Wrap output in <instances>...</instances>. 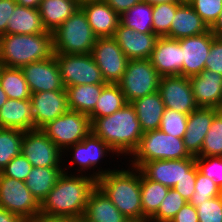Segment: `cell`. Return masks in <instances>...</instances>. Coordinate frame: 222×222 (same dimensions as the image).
<instances>
[{"mask_svg":"<svg viewBox=\"0 0 222 222\" xmlns=\"http://www.w3.org/2000/svg\"><path fill=\"white\" fill-rule=\"evenodd\" d=\"M108 169H98L90 177L124 216L143 222L139 168Z\"/></svg>","mask_w":222,"mask_h":222,"instance_id":"1","label":"cell"},{"mask_svg":"<svg viewBox=\"0 0 222 222\" xmlns=\"http://www.w3.org/2000/svg\"><path fill=\"white\" fill-rule=\"evenodd\" d=\"M95 187L96 180L90 174L75 175L64 171L40 204V214L81 218Z\"/></svg>","mask_w":222,"mask_h":222,"instance_id":"2","label":"cell"},{"mask_svg":"<svg viewBox=\"0 0 222 222\" xmlns=\"http://www.w3.org/2000/svg\"><path fill=\"white\" fill-rule=\"evenodd\" d=\"M91 132L107 143L117 154L116 156H130L138 147L143 131L131 103L115 113L90 118Z\"/></svg>","mask_w":222,"mask_h":222,"instance_id":"3","label":"cell"},{"mask_svg":"<svg viewBox=\"0 0 222 222\" xmlns=\"http://www.w3.org/2000/svg\"><path fill=\"white\" fill-rule=\"evenodd\" d=\"M53 54L52 33L0 36L1 66L22 68L32 62L48 59Z\"/></svg>","mask_w":222,"mask_h":222,"instance_id":"4","label":"cell"},{"mask_svg":"<svg viewBox=\"0 0 222 222\" xmlns=\"http://www.w3.org/2000/svg\"><path fill=\"white\" fill-rule=\"evenodd\" d=\"M97 37L87 17L79 7L52 32L53 52L61 54H90Z\"/></svg>","mask_w":222,"mask_h":222,"instance_id":"5","label":"cell"},{"mask_svg":"<svg viewBox=\"0 0 222 222\" xmlns=\"http://www.w3.org/2000/svg\"><path fill=\"white\" fill-rule=\"evenodd\" d=\"M131 156L130 166L136 168H140L145 162L153 160L192 157L185 148L183 138L164 133L160 129L144 132L138 147Z\"/></svg>","mask_w":222,"mask_h":222,"instance_id":"6","label":"cell"},{"mask_svg":"<svg viewBox=\"0 0 222 222\" xmlns=\"http://www.w3.org/2000/svg\"><path fill=\"white\" fill-rule=\"evenodd\" d=\"M161 75L150 59L129 60L117 83L128 103L158 91Z\"/></svg>","mask_w":222,"mask_h":222,"instance_id":"7","label":"cell"},{"mask_svg":"<svg viewBox=\"0 0 222 222\" xmlns=\"http://www.w3.org/2000/svg\"><path fill=\"white\" fill-rule=\"evenodd\" d=\"M41 130L64 152L91 132V121L87 114L68 110Z\"/></svg>","mask_w":222,"mask_h":222,"instance_id":"8","label":"cell"},{"mask_svg":"<svg viewBox=\"0 0 222 222\" xmlns=\"http://www.w3.org/2000/svg\"><path fill=\"white\" fill-rule=\"evenodd\" d=\"M65 89L74 85L107 84L92 54L54 53Z\"/></svg>","mask_w":222,"mask_h":222,"instance_id":"9","label":"cell"},{"mask_svg":"<svg viewBox=\"0 0 222 222\" xmlns=\"http://www.w3.org/2000/svg\"><path fill=\"white\" fill-rule=\"evenodd\" d=\"M0 207L28 222L40 215V203L24 181L9 178L0 172Z\"/></svg>","mask_w":222,"mask_h":222,"instance_id":"10","label":"cell"},{"mask_svg":"<svg viewBox=\"0 0 222 222\" xmlns=\"http://www.w3.org/2000/svg\"><path fill=\"white\" fill-rule=\"evenodd\" d=\"M62 152L41 129L24 131L21 153L33 167H62Z\"/></svg>","mask_w":222,"mask_h":222,"instance_id":"11","label":"cell"},{"mask_svg":"<svg viewBox=\"0 0 222 222\" xmlns=\"http://www.w3.org/2000/svg\"><path fill=\"white\" fill-rule=\"evenodd\" d=\"M105 83L117 84L129 59L113 37L97 38L91 52Z\"/></svg>","mask_w":222,"mask_h":222,"instance_id":"12","label":"cell"},{"mask_svg":"<svg viewBox=\"0 0 222 222\" xmlns=\"http://www.w3.org/2000/svg\"><path fill=\"white\" fill-rule=\"evenodd\" d=\"M158 91L166 109L189 115L198 108L188 77L161 76Z\"/></svg>","mask_w":222,"mask_h":222,"instance_id":"13","label":"cell"},{"mask_svg":"<svg viewBox=\"0 0 222 222\" xmlns=\"http://www.w3.org/2000/svg\"><path fill=\"white\" fill-rule=\"evenodd\" d=\"M21 69L31 94L66 91L54 54L48 59L24 65Z\"/></svg>","mask_w":222,"mask_h":222,"instance_id":"14","label":"cell"},{"mask_svg":"<svg viewBox=\"0 0 222 222\" xmlns=\"http://www.w3.org/2000/svg\"><path fill=\"white\" fill-rule=\"evenodd\" d=\"M196 165L195 157L186 159L153 160L145 162L139 170L150 180L173 188Z\"/></svg>","mask_w":222,"mask_h":222,"instance_id":"15","label":"cell"},{"mask_svg":"<svg viewBox=\"0 0 222 222\" xmlns=\"http://www.w3.org/2000/svg\"><path fill=\"white\" fill-rule=\"evenodd\" d=\"M216 36L211 29L201 35L180 39L182 48V76L192 77L205 69L212 41Z\"/></svg>","mask_w":222,"mask_h":222,"instance_id":"16","label":"cell"},{"mask_svg":"<svg viewBox=\"0 0 222 222\" xmlns=\"http://www.w3.org/2000/svg\"><path fill=\"white\" fill-rule=\"evenodd\" d=\"M34 129H41L69 110L66 91H47L31 94Z\"/></svg>","mask_w":222,"mask_h":222,"instance_id":"17","label":"cell"},{"mask_svg":"<svg viewBox=\"0 0 222 222\" xmlns=\"http://www.w3.org/2000/svg\"><path fill=\"white\" fill-rule=\"evenodd\" d=\"M72 151V159L70 161L71 167L72 164L75 166L78 165L79 169L78 174L82 175V172L85 170H96L98 163L100 160H103L104 156H108L107 152L112 153L113 156L115 151L102 139L95 136L92 132H90L81 142L74 144L73 146L68 147L67 149Z\"/></svg>","mask_w":222,"mask_h":222,"instance_id":"18","label":"cell"},{"mask_svg":"<svg viewBox=\"0 0 222 222\" xmlns=\"http://www.w3.org/2000/svg\"><path fill=\"white\" fill-rule=\"evenodd\" d=\"M113 38L129 60L150 59L157 39L154 33H141L119 23Z\"/></svg>","mask_w":222,"mask_h":222,"instance_id":"19","label":"cell"},{"mask_svg":"<svg viewBox=\"0 0 222 222\" xmlns=\"http://www.w3.org/2000/svg\"><path fill=\"white\" fill-rule=\"evenodd\" d=\"M161 76H182V48L180 39L159 37L150 58Z\"/></svg>","mask_w":222,"mask_h":222,"instance_id":"20","label":"cell"},{"mask_svg":"<svg viewBox=\"0 0 222 222\" xmlns=\"http://www.w3.org/2000/svg\"><path fill=\"white\" fill-rule=\"evenodd\" d=\"M218 113L219 109L216 108L198 107L188 115L183 142L191 156L196 157L201 153L205 136Z\"/></svg>","mask_w":222,"mask_h":222,"instance_id":"21","label":"cell"},{"mask_svg":"<svg viewBox=\"0 0 222 222\" xmlns=\"http://www.w3.org/2000/svg\"><path fill=\"white\" fill-rule=\"evenodd\" d=\"M198 107L219 109L222 104V75L204 69L189 78Z\"/></svg>","mask_w":222,"mask_h":222,"instance_id":"22","label":"cell"},{"mask_svg":"<svg viewBox=\"0 0 222 222\" xmlns=\"http://www.w3.org/2000/svg\"><path fill=\"white\" fill-rule=\"evenodd\" d=\"M87 21L97 38L113 37L120 23V16L103 0L80 4Z\"/></svg>","mask_w":222,"mask_h":222,"instance_id":"23","label":"cell"},{"mask_svg":"<svg viewBox=\"0 0 222 222\" xmlns=\"http://www.w3.org/2000/svg\"><path fill=\"white\" fill-rule=\"evenodd\" d=\"M210 28L195 12L188 1H183L176 9V14L171 21L169 38L182 39L201 35Z\"/></svg>","mask_w":222,"mask_h":222,"instance_id":"24","label":"cell"},{"mask_svg":"<svg viewBox=\"0 0 222 222\" xmlns=\"http://www.w3.org/2000/svg\"><path fill=\"white\" fill-rule=\"evenodd\" d=\"M83 218L88 222H132L97 185L88 197Z\"/></svg>","mask_w":222,"mask_h":222,"instance_id":"25","label":"cell"},{"mask_svg":"<svg viewBox=\"0 0 222 222\" xmlns=\"http://www.w3.org/2000/svg\"><path fill=\"white\" fill-rule=\"evenodd\" d=\"M0 128L22 131L34 129V116L30 99H8L0 109Z\"/></svg>","mask_w":222,"mask_h":222,"instance_id":"26","label":"cell"},{"mask_svg":"<svg viewBox=\"0 0 222 222\" xmlns=\"http://www.w3.org/2000/svg\"><path fill=\"white\" fill-rule=\"evenodd\" d=\"M136 111L141 129L144 132L158 130L165 105L159 91L146 95L131 102Z\"/></svg>","mask_w":222,"mask_h":222,"instance_id":"27","label":"cell"},{"mask_svg":"<svg viewBox=\"0 0 222 222\" xmlns=\"http://www.w3.org/2000/svg\"><path fill=\"white\" fill-rule=\"evenodd\" d=\"M79 7L77 0H42L38 10L45 29L52 33Z\"/></svg>","mask_w":222,"mask_h":222,"instance_id":"28","label":"cell"},{"mask_svg":"<svg viewBox=\"0 0 222 222\" xmlns=\"http://www.w3.org/2000/svg\"><path fill=\"white\" fill-rule=\"evenodd\" d=\"M48 32L38 9L17 5L10 15L6 34H39Z\"/></svg>","mask_w":222,"mask_h":222,"instance_id":"29","label":"cell"},{"mask_svg":"<svg viewBox=\"0 0 222 222\" xmlns=\"http://www.w3.org/2000/svg\"><path fill=\"white\" fill-rule=\"evenodd\" d=\"M65 168V169H64ZM32 167L25 184L41 204L67 167Z\"/></svg>","mask_w":222,"mask_h":222,"instance_id":"30","label":"cell"},{"mask_svg":"<svg viewBox=\"0 0 222 222\" xmlns=\"http://www.w3.org/2000/svg\"><path fill=\"white\" fill-rule=\"evenodd\" d=\"M106 84L74 85L66 88L68 108L89 115L99 100Z\"/></svg>","mask_w":222,"mask_h":222,"instance_id":"31","label":"cell"},{"mask_svg":"<svg viewBox=\"0 0 222 222\" xmlns=\"http://www.w3.org/2000/svg\"><path fill=\"white\" fill-rule=\"evenodd\" d=\"M140 186L143 222H148V220L158 211L161 202L170 188L159 182L148 179L141 171Z\"/></svg>","mask_w":222,"mask_h":222,"instance_id":"32","label":"cell"},{"mask_svg":"<svg viewBox=\"0 0 222 222\" xmlns=\"http://www.w3.org/2000/svg\"><path fill=\"white\" fill-rule=\"evenodd\" d=\"M0 85L8 99H30L31 92L21 68H9L0 65Z\"/></svg>","mask_w":222,"mask_h":222,"instance_id":"33","label":"cell"},{"mask_svg":"<svg viewBox=\"0 0 222 222\" xmlns=\"http://www.w3.org/2000/svg\"><path fill=\"white\" fill-rule=\"evenodd\" d=\"M127 103L119 85L107 83L103 87L95 109L88 116L89 118L109 116L123 108Z\"/></svg>","mask_w":222,"mask_h":222,"instance_id":"34","label":"cell"},{"mask_svg":"<svg viewBox=\"0 0 222 222\" xmlns=\"http://www.w3.org/2000/svg\"><path fill=\"white\" fill-rule=\"evenodd\" d=\"M153 6L146 2H139L120 16V22L134 31L153 33Z\"/></svg>","mask_w":222,"mask_h":222,"instance_id":"35","label":"cell"},{"mask_svg":"<svg viewBox=\"0 0 222 222\" xmlns=\"http://www.w3.org/2000/svg\"><path fill=\"white\" fill-rule=\"evenodd\" d=\"M23 135L19 129L0 128V171L21 154Z\"/></svg>","mask_w":222,"mask_h":222,"instance_id":"36","label":"cell"},{"mask_svg":"<svg viewBox=\"0 0 222 222\" xmlns=\"http://www.w3.org/2000/svg\"><path fill=\"white\" fill-rule=\"evenodd\" d=\"M181 3H162L153 6V33L158 37H169L171 21Z\"/></svg>","mask_w":222,"mask_h":222,"instance_id":"37","label":"cell"},{"mask_svg":"<svg viewBox=\"0 0 222 222\" xmlns=\"http://www.w3.org/2000/svg\"><path fill=\"white\" fill-rule=\"evenodd\" d=\"M186 203H188V201H186L179 192L174 188H170L161 202L158 211L148 222H170Z\"/></svg>","mask_w":222,"mask_h":222,"instance_id":"38","label":"cell"},{"mask_svg":"<svg viewBox=\"0 0 222 222\" xmlns=\"http://www.w3.org/2000/svg\"><path fill=\"white\" fill-rule=\"evenodd\" d=\"M198 156H222V114L220 112L214 117Z\"/></svg>","mask_w":222,"mask_h":222,"instance_id":"39","label":"cell"},{"mask_svg":"<svg viewBox=\"0 0 222 222\" xmlns=\"http://www.w3.org/2000/svg\"><path fill=\"white\" fill-rule=\"evenodd\" d=\"M188 115L165 109L161 118L160 130L172 136L183 138L187 129Z\"/></svg>","mask_w":222,"mask_h":222,"instance_id":"40","label":"cell"},{"mask_svg":"<svg viewBox=\"0 0 222 222\" xmlns=\"http://www.w3.org/2000/svg\"><path fill=\"white\" fill-rule=\"evenodd\" d=\"M222 195V190L209 177L204 176L199 171L195 181V193L189 203L197 207L201 202Z\"/></svg>","mask_w":222,"mask_h":222,"instance_id":"41","label":"cell"},{"mask_svg":"<svg viewBox=\"0 0 222 222\" xmlns=\"http://www.w3.org/2000/svg\"><path fill=\"white\" fill-rule=\"evenodd\" d=\"M188 3L210 29L217 22L222 11V0H188Z\"/></svg>","mask_w":222,"mask_h":222,"instance_id":"42","label":"cell"},{"mask_svg":"<svg viewBox=\"0 0 222 222\" xmlns=\"http://www.w3.org/2000/svg\"><path fill=\"white\" fill-rule=\"evenodd\" d=\"M195 162L199 172L209 177L222 190V156H196Z\"/></svg>","mask_w":222,"mask_h":222,"instance_id":"43","label":"cell"},{"mask_svg":"<svg viewBox=\"0 0 222 222\" xmlns=\"http://www.w3.org/2000/svg\"><path fill=\"white\" fill-rule=\"evenodd\" d=\"M196 209L199 222H222V195L201 202Z\"/></svg>","mask_w":222,"mask_h":222,"instance_id":"44","label":"cell"},{"mask_svg":"<svg viewBox=\"0 0 222 222\" xmlns=\"http://www.w3.org/2000/svg\"><path fill=\"white\" fill-rule=\"evenodd\" d=\"M32 167V164L21 153L14 157L0 172L6 177L25 182Z\"/></svg>","mask_w":222,"mask_h":222,"instance_id":"45","label":"cell"},{"mask_svg":"<svg viewBox=\"0 0 222 222\" xmlns=\"http://www.w3.org/2000/svg\"><path fill=\"white\" fill-rule=\"evenodd\" d=\"M205 69L222 75V39L216 37L212 41Z\"/></svg>","mask_w":222,"mask_h":222,"instance_id":"46","label":"cell"},{"mask_svg":"<svg viewBox=\"0 0 222 222\" xmlns=\"http://www.w3.org/2000/svg\"><path fill=\"white\" fill-rule=\"evenodd\" d=\"M198 171V167L197 165H195L190 170V177H184L173 187L188 202L191 199L192 195L195 193V181Z\"/></svg>","mask_w":222,"mask_h":222,"instance_id":"47","label":"cell"},{"mask_svg":"<svg viewBox=\"0 0 222 222\" xmlns=\"http://www.w3.org/2000/svg\"><path fill=\"white\" fill-rule=\"evenodd\" d=\"M17 5L16 0H0V36L6 34L8 20Z\"/></svg>","mask_w":222,"mask_h":222,"instance_id":"48","label":"cell"},{"mask_svg":"<svg viewBox=\"0 0 222 222\" xmlns=\"http://www.w3.org/2000/svg\"><path fill=\"white\" fill-rule=\"evenodd\" d=\"M170 222H199L196 207L186 203Z\"/></svg>","mask_w":222,"mask_h":222,"instance_id":"49","label":"cell"},{"mask_svg":"<svg viewBox=\"0 0 222 222\" xmlns=\"http://www.w3.org/2000/svg\"><path fill=\"white\" fill-rule=\"evenodd\" d=\"M106 2L119 16H121L128 9L142 0H103Z\"/></svg>","mask_w":222,"mask_h":222,"instance_id":"50","label":"cell"},{"mask_svg":"<svg viewBox=\"0 0 222 222\" xmlns=\"http://www.w3.org/2000/svg\"><path fill=\"white\" fill-rule=\"evenodd\" d=\"M75 218L68 216H53L40 214L28 222H74Z\"/></svg>","mask_w":222,"mask_h":222,"instance_id":"51","label":"cell"},{"mask_svg":"<svg viewBox=\"0 0 222 222\" xmlns=\"http://www.w3.org/2000/svg\"><path fill=\"white\" fill-rule=\"evenodd\" d=\"M0 222H25L18 215L8 212L6 209L0 207Z\"/></svg>","mask_w":222,"mask_h":222,"instance_id":"52","label":"cell"},{"mask_svg":"<svg viewBox=\"0 0 222 222\" xmlns=\"http://www.w3.org/2000/svg\"><path fill=\"white\" fill-rule=\"evenodd\" d=\"M211 31L217 38L222 39V11L220 13L219 19L211 28Z\"/></svg>","mask_w":222,"mask_h":222,"instance_id":"53","label":"cell"},{"mask_svg":"<svg viewBox=\"0 0 222 222\" xmlns=\"http://www.w3.org/2000/svg\"><path fill=\"white\" fill-rule=\"evenodd\" d=\"M42 0H16L17 4L20 6L30 7L38 9L40 2Z\"/></svg>","mask_w":222,"mask_h":222,"instance_id":"54","label":"cell"},{"mask_svg":"<svg viewBox=\"0 0 222 222\" xmlns=\"http://www.w3.org/2000/svg\"><path fill=\"white\" fill-rule=\"evenodd\" d=\"M152 6L162 4V3H182V0H142Z\"/></svg>","mask_w":222,"mask_h":222,"instance_id":"55","label":"cell"},{"mask_svg":"<svg viewBox=\"0 0 222 222\" xmlns=\"http://www.w3.org/2000/svg\"><path fill=\"white\" fill-rule=\"evenodd\" d=\"M7 100H8V96L0 85V109L6 103Z\"/></svg>","mask_w":222,"mask_h":222,"instance_id":"56","label":"cell"},{"mask_svg":"<svg viewBox=\"0 0 222 222\" xmlns=\"http://www.w3.org/2000/svg\"><path fill=\"white\" fill-rule=\"evenodd\" d=\"M74 222H88V221L85 220L83 217H81V218H75Z\"/></svg>","mask_w":222,"mask_h":222,"instance_id":"57","label":"cell"},{"mask_svg":"<svg viewBox=\"0 0 222 222\" xmlns=\"http://www.w3.org/2000/svg\"><path fill=\"white\" fill-rule=\"evenodd\" d=\"M80 4L86 1H94V0H77Z\"/></svg>","mask_w":222,"mask_h":222,"instance_id":"58","label":"cell"},{"mask_svg":"<svg viewBox=\"0 0 222 222\" xmlns=\"http://www.w3.org/2000/svg\"><path fill=\"white\" fill-rule=\"evenodd\" d=\"M219 112L222 114V104H221V106L219 108Z\"/></svg>","mask_w":222,"mask_h":222,"instance_id":"59","label":"cell"}]
</instances>
